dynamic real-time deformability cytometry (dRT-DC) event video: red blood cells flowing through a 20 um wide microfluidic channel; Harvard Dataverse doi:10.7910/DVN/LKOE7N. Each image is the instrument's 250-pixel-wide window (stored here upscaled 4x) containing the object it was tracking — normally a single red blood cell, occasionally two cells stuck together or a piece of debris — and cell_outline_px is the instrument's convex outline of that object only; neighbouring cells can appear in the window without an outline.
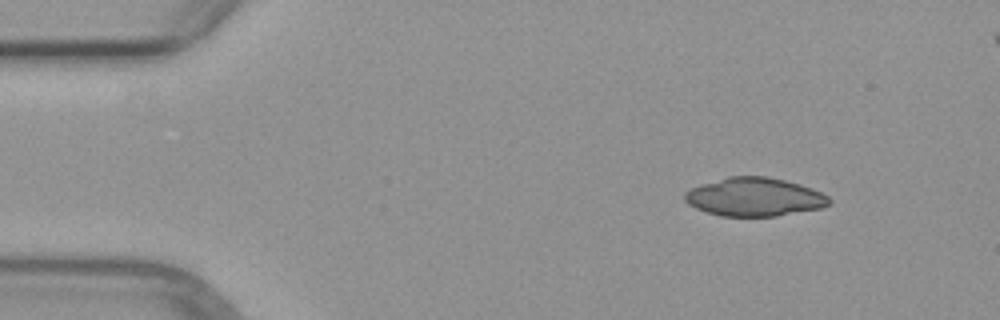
{"species": "common noctule bat (a hibernating species)", "species_latin": "Nyctalus noctula", "temperature_condition": "warm", "stored_images_in_passage": 5, "camera_frame_rate_fps": 3000, "um_per_image_px": 0.085, "animal": {"sex": "female", "body_mass_g": 29.2, "forearm_length_mm": 56.3}, "frame": {"image": 1, "passage_image": 1, "time_ms": 0.0, "image_size_px": [1000, 320], "cell_outline_px": [[832, 200], [828, 204], [820, 208], [776, 216], [720, 216], [704, 212], [688, 204], [684, 200], [684, 192], [692, 188], [728, 176], [764, 176], [784, 180], [800, 184], [812, 188], [828, 196]], "centroid_in_image_um": [64.11, 16.75], "position_along_channel_um": 20.9, "area_um2": 32.25}}